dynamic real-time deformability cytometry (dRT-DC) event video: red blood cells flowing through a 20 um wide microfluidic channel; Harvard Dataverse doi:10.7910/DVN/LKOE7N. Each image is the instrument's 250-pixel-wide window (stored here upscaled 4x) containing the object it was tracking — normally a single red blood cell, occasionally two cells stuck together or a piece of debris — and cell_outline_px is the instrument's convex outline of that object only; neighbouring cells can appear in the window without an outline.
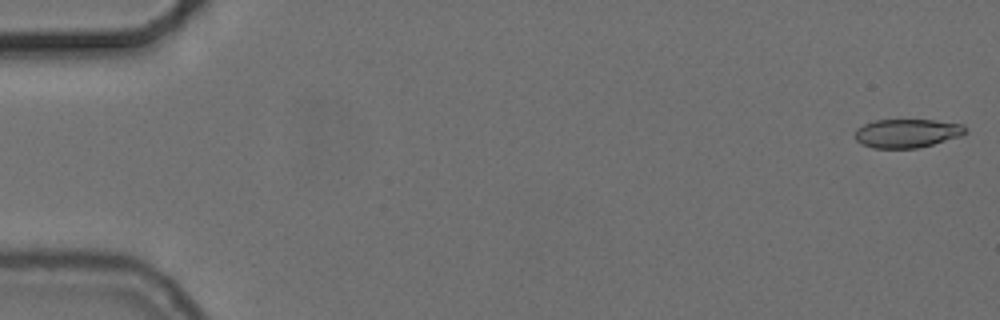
{"species": "common noctule bat (a hibernating species)", "species_latin": "Nyctalus noctula", "temperature_condition": "cold", "stored_images_in_passage": 55, "camera_frame_rate_fps": 3000, "um_per_image_px": 0.085, "animal": {"sex": "female", "body_mass_g": 24.6, "forearm_length_mm": 56.2}, "frame": {"image": 1, "passage_image": 1, "time_ms": 0.0, "image_size_px": [1000, 320], "cell_outline_px": [[968, 132], [960, 136], [932, 144], [916, 148], [872, 148], [860, 144], [856, 140], [856, 128], [864, 124], [876, 120], [936, 120], [964, 124], [968, 128]], "centroid_in_image_um": [77.12, 11.32], "position_along_channel_um": 7.9, "area_um2": 18.55}}
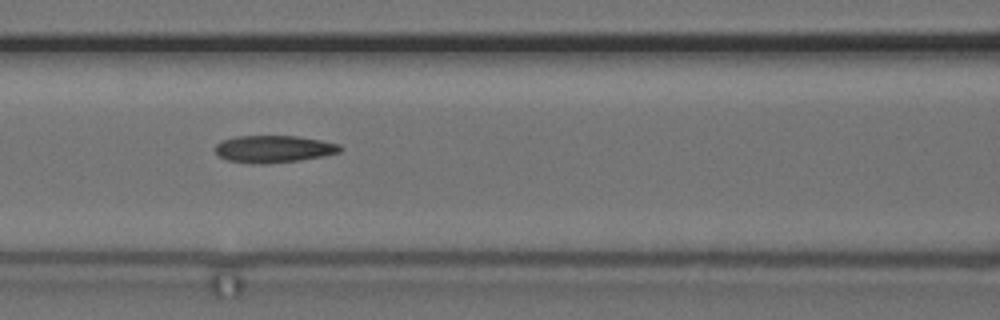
{"frame": {"image": 2, "passage_image": 24, "time_ms": 7.667, "image_size_px": [1000, 320], "cell_outline_px": [[344, 148], [340, 152], [324, 156], [300, 160], [268, 164], [252, 164], [228, 160], [220, 156], [216, 152], [216, 144], [220, 140], [236, 136], [296, 136], [320, 140], [340, 144]], "centroid_in_image_um": [23.28, 12.67], "position_along_channel_um": 143.3, "area_um2": 19.94}}
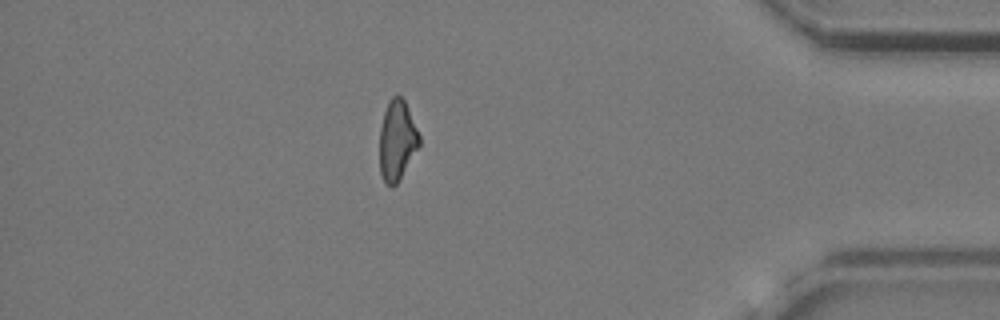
{"frame": {"image": 3, "passage_image": 48, "time_ms": 15.667, "image_size_px": [1000, 320], "cell_outline_px": [[420, 144], [400, 180], [392, 188], [384, 180], [380, 172], [380, 128], [384, 112], [388, 100], [396, 92], [404, 100], [408, 108], [420, 136]], "centroid_in_image_um": [33.75, 11.91], "position_along_channel_um": 401.5, "area_um2": 18.55}, "authors_computed_cell_mechanics": {"area_um2": 19.5364, "velocity_mm_per_s": 3.7237, "shape_relaxation_time_tau1_ms": 7.7059, "shape_relaxation_time_tau2_ms": 5.7809, "deformation_change_tau1": 0.1983, "deformation_change_tau2": 0.1666}}